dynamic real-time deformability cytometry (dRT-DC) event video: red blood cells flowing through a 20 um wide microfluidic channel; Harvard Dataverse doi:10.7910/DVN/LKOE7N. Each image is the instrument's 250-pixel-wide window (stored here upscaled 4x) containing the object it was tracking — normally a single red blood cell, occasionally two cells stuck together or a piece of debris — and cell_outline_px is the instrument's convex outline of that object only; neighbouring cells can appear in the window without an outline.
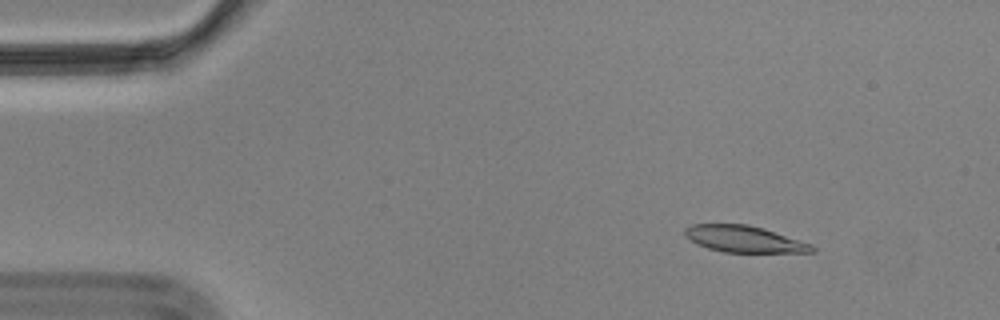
{"species": "Egyptian fruit bat (a non-hibernating species)", "species_latin": "Rousettus aegyptiacus", "temperature_condition": "cold", "stored_images_in_passage": 3, "camera_frame_rate_fps": 3000, "um_per_image_px": 0.085, "animal": {"sex": "male"}, "frame": {"image": 1, "passage_image": 1, "time_ms": 0.0, "image_size_px": [1000, 320], "cell_outline_px": [[816, 252], [724, 252], [708, 248], [696, 244], [684, 236], [684, 228], [688, 224], [748, 224], [764, 228], [812, 244], [816, 248]], "centroid_in_image_um": [63.23, 20.31], "position_along_channel_um": 21.8, "area_um2": 19.83}}